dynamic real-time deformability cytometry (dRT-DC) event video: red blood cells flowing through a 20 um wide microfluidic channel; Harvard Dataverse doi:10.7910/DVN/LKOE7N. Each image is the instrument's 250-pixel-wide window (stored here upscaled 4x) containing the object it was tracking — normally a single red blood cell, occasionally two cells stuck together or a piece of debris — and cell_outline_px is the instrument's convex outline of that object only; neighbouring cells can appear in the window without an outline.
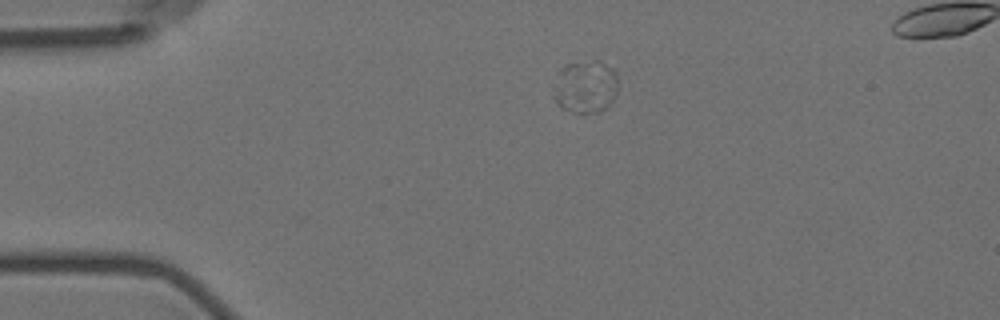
{"species": "Egyptian fruit bat (a non-hibernating species)", "species_latin": "Rousettus aegyptiacus", "temperature_condition": "room temperature", "stored_images_in_passage": 8, "camera_frame_rate_fps": 3000, "um_per_image_px": 0.085, "animal": {"sex": "female"}, "frame": {"image": 1, "passage_image": 1, "time_ms": 0.0, "image_size_px": [1000, 320], "cell_outline_px": [[616, 96], [604, 108], [596, 112], [580, 116], [564, 108], [552, 96], [552, 84], [560, 68], [564, 64], [592, 60], [600, 60], [612, 68], [616, 72]], "centroid_in_image_um": [49.71, 7.36], "position_along_channel_um": 35.3, "area_um2": 20.29}}
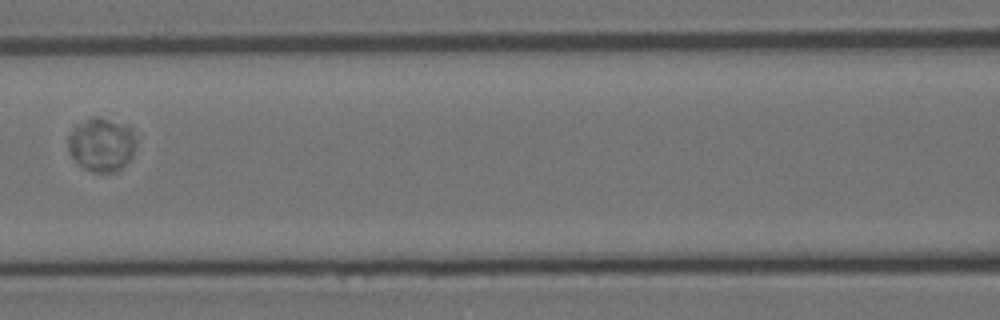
{"frame": {"image": 2, "passage_image": 5, "time_ms": 4.667, "image_size_px": [1000, 320], "cell_outline_px": [[132, 156], [116, 172], [92, 172], [84, 168], [68, 152], [68, 136], [76, 124], [92, 116], [96, 116], [128, 124], [132, 132]], "centroid_in_image_um": [8.57, 12.26], "position_along_channel_um": 158.0, "area_um2": 20.92}}
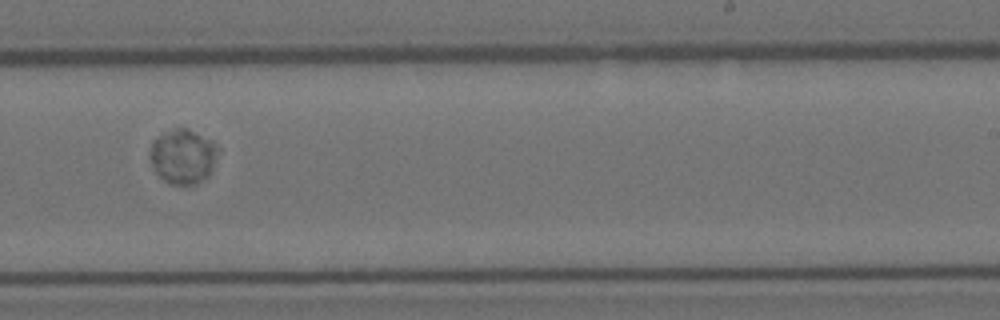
{"frame": {"image": 3, "passage_image": 8, "time_ms": 8.0, "image_size_px": [1000, 320], "cell_outline_px": [[220, 148], [212, 168], [208, 176], [196, 184], [172, 184], [164, 180], [156, 172], [148, 156], [152, 140], [164, 132], [176, 128], [188, 128], [212, 140]], "centroid_in_image_um": [15.55, 13.27], "position_along_channel_um": 273.5, "area_um2": 21.79}}